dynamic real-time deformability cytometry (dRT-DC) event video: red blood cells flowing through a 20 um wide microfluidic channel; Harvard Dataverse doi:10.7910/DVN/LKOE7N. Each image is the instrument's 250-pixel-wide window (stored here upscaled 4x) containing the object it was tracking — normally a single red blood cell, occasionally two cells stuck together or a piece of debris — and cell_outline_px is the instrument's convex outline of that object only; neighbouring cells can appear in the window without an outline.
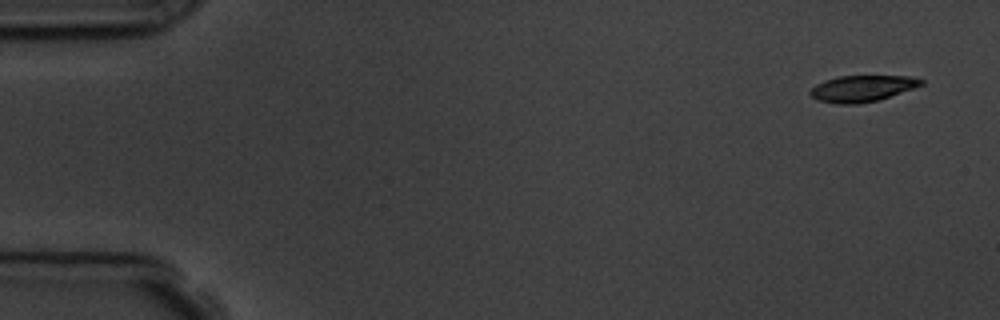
{"species": "common noctule bat (a hibernating species)", "species_latin": "Nyctalus noctula", "temperature_condition": "room temperature", "stored_images_in_passage": 4, "camera_frame_rate_fps": 3000, "um_per_image_px": 0.085, "animal": {"sex": "male", "body_mass_g": 19.5, "forearm_length_mm": 54.6}, "frame": {"image": 1, "passage_image": 1, "time_ms": 0.0, "image_size_px": [1000, 320], "cell_outline_px": [[924, 84], [880, 100], [856, 104], [836, 104], [816, 100], [808, 92], [816, 84], [824, 80], [836, 76], [912, 76], [924, 80]], "centroid_in_image_um": [73.27, 7.52], "position_along_channel_um": 11.7, "area_um2": 17.17}}